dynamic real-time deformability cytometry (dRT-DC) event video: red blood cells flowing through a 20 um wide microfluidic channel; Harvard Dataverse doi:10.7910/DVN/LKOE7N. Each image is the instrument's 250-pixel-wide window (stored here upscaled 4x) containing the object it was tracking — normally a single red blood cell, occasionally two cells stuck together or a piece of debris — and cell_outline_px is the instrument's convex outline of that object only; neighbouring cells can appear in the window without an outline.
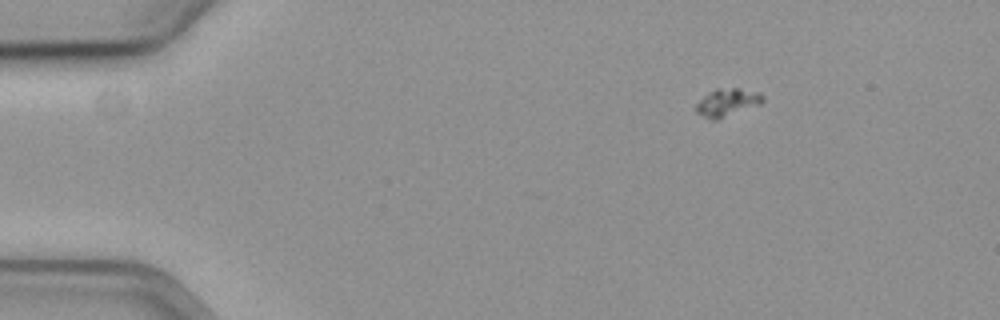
{"species": "common noctule bat (a hibernating species)", "species_latin": "Nyctalus noctula", "temperature_condition": "cold", "stored_images_in_passage": 47, "camera_frame_rate_fps": 3000, "um_per_image_px": 0.085, "animal": {"sex": "female", "body_mass_g": 19.3, "forearm_length_mm": 54.1}, "frame": {"image": 1, "passage_image": 1, "time_ms": 0.0, "image_size_px": [1000, 320], "cell_outline_px": [[764, 100], [760, 104], [716, 120], [712, 120], [696, 112], [696, 104], [708, 92], [716, 88], [740, 88], [760, 92], [764, 96]], "centroid_in_image_um": [61.83, 8.68], "position_along_channel_um": 23.2, "area_um2": 10.75}}
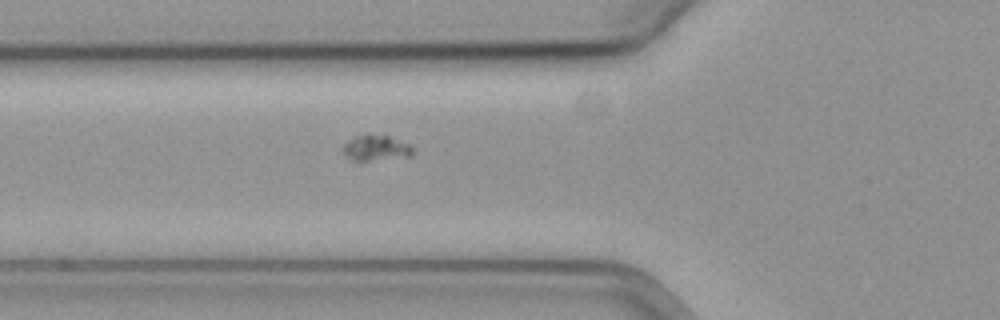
{"frame": {"image": 2, "passage_image": 14, "time_ms": 4.333, "image_size_px": [1000, 320], "cell_outline_px": [[412, 156], [368, 160], [352, 160], [344, 152], [344, 144], [348, 140], [356, 136], [368, 132], [388, 136], [412, 144]], "centroid_in_image_um": [31.99, 12.53], "position_along_channel_um": 93.8, "area_um2": 10.4}}
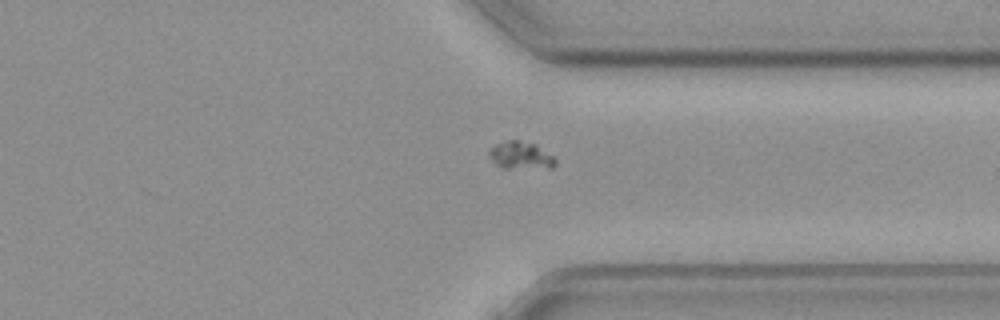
{"frame": {"image": 3, "passage_image": 37, "time_ms": 12.0, "image_size_px": [1000, 320], "cell_outline_px": [[556, 164], [552, 168], [504, 168], [496, 164], [488, 152], [488, 148], [496, 144], [508, 140], [516, 140], [536, 144], [552, 156], [556, 160]], "centroid_in_image_um": [44.26, 13.21], "position_along_channel_um": 367.1, "area_um2": 10.52}}